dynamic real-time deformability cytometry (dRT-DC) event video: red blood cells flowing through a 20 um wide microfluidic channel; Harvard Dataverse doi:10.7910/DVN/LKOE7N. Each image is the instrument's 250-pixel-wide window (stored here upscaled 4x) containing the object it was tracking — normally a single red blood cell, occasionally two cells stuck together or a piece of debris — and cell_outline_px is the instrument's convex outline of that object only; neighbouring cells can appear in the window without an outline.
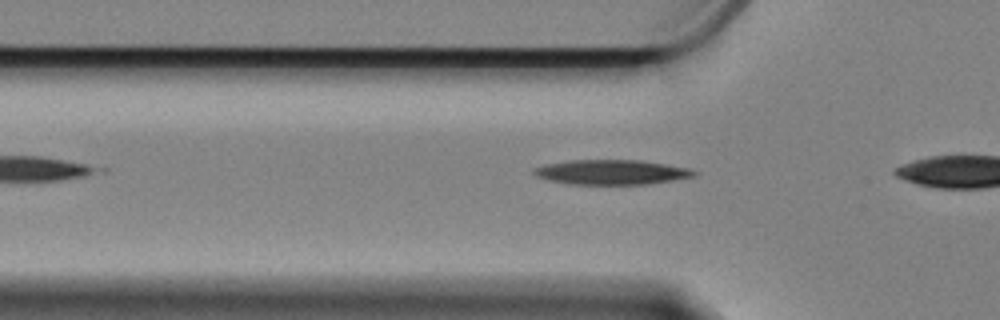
{"species": "Egyptian fruit bat (a non-hibernating species)", "species_latin": "Rousettus aegyptiacus", "temperature_condition": "cold", "stored_images_in_passage": 10, "camera_frame_rate_fps": 3000, "um_per_image_px": 0.085, "animal": {"sex": "female"}, "frame": {"image": 1, "passage_image": 7, "time_ms": 2.0, "image_size_px": [1000, 320], "cell_outline_px": [[696, 172], [692, 176], [672, 180], [644, 184], [572, 184], [552, 180], [536, 176], [532, 172], [532, 168], [544, 164], [568, 160], [640, 160], [688, 168]], "centroid_in_image_um": [51.9, 14.62], "position_along_channel_um": 73.9, "area_um2": 22.77}}